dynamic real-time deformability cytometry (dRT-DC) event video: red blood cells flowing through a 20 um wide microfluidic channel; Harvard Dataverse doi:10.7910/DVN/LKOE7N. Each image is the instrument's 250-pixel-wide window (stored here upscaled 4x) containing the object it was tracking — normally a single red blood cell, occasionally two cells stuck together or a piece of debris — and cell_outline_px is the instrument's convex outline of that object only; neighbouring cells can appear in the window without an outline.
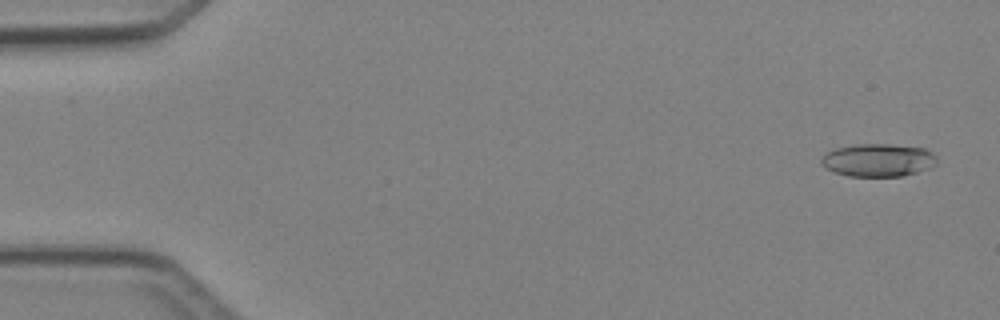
{"species": "Egyptian fruit bat (a non-hibernating species)", "species_latin": "Rousettus aegyptiacus", "temperature_condition": "cold", "stored_images_in_passage": 6, "camera_frame_rate_fps": 3000, "um_per_image_px": 0.085, "animal": {"sex": "female"}, "frame": {"image": 1, "passage_image": 1, "time_ms": 0.0, "image_size_px": [1000, 320], "cell_outline_px": [[936, 164], [928, 168], [916, 172], [900, 176], [848, 176], [836, 172], [820, 164], [820, 160], [828, 152], [836, 148], [856, 144], [892, 144], [924, 148], [932, 152], [936, 156]], "centroid_in_image_um": [74.65, 13.6], "position_along_channel_um": 10.3, "area_um2": 21.96}}
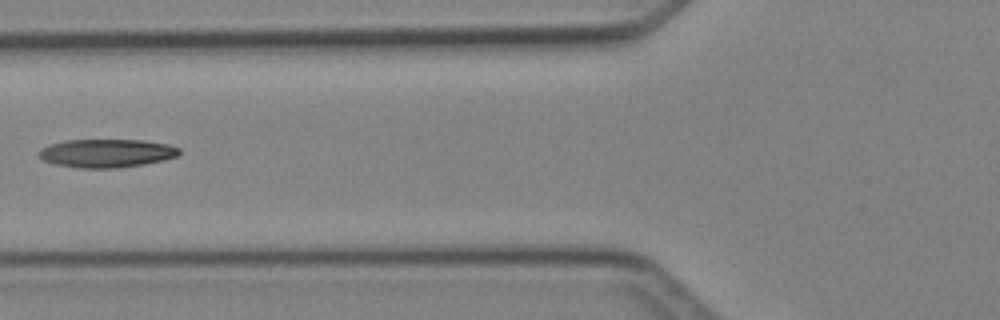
{"frame": {"image": 2, "passage_image": 5, "time_ms": 5.667, "image_size_px": [1000, 320], "cell_outline_px": [[180, 156], [164, 160], [144, 164], [116, 168], [80, 168], [52, 164], [44, 160], [36, 152], [40, 148], [64, 140], [144, 140], [168, 144], [180, 148]], "centroid_in_image_um": [9.07, 13.02], "position_along_channel_um": 116.7, "area_um2": 23.41}}
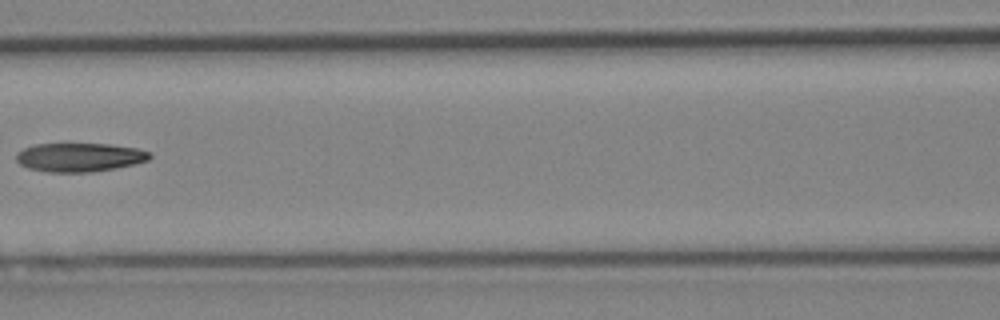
{"frame": {"image": 3, "passage_image": 6, "time_ms": 6.667, "image_size_px": [1000, 320], "cell_outline_px": [[152, 156], [148, 160], [132, 164], [112, 168], [88, 172], [48, 172], [28, 168], [20, 164], [16, 160], [16, 156], [24, 148], [36, 144], [108, 144], [136, 148], [152, 152]], "centroid_in_image_um": [6.76, 13.36], "position_along_channel_um": 159.8, "area_um2": 22.08}}